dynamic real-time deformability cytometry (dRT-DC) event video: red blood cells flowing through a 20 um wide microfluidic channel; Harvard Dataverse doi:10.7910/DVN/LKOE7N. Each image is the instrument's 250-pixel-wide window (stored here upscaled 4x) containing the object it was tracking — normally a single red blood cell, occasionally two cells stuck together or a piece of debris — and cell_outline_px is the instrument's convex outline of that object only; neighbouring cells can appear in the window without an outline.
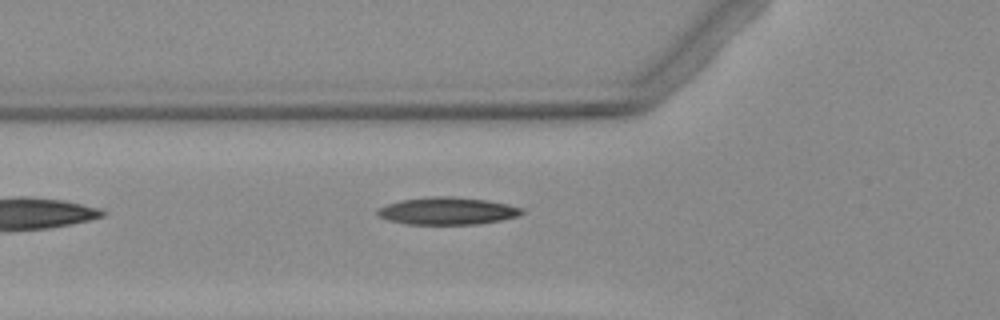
{"species": "Egyptian fruit bat (a non-hibernating species)", "species_latin": "Rousettus aegyptiacus", "temperature_condition": "warm", "stored_images_in_passage": 5, "camera_frame_rate_fps": 3000, "um_per_image_px": 0.085, "animal": {"sex": "female"}, "frame": {"image": 1, "passage_image": 5, "time_ms": 5.0, "image_size_px": [1000, 320], "cell_outline_px": [[524, 212], [520, 216], [500, 220], [476, 224], [404, 224], [388, 220], [380, 216], [376, 212], [376, 208], [400, 200], [432, 196], [452, 196], [484, 200], [508, 204], [524, 208]], "centroid_in_image_um": [38.02, 17.93], "position_along_channel_um": 87.8, "area_um2": 23.06}}